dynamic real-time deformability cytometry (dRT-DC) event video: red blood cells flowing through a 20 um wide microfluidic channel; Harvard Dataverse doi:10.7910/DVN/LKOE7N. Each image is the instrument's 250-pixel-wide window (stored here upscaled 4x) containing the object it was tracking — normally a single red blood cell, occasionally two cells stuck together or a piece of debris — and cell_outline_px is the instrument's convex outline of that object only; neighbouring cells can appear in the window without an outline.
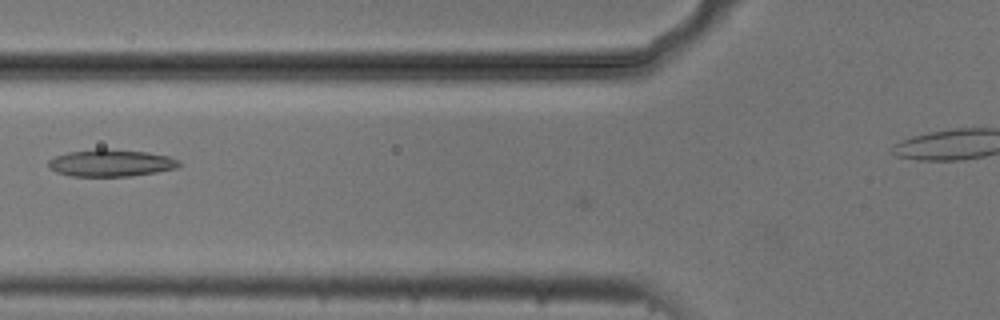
{"species": "common noctule bat (a hibernating species)", "species_latin": "Nyctalus noctula", "temperature_condition": "cold", "stored_images_in_passage": 15, "camera_frame_rate_fps": 3000, "um_per_image_px": 0.085, "animal": {"sex": "male", "body_mass_g": 20.5, "forearm_length_mm": 52.5}, "frame": {"image": 1, "passage_image": 14, "time_ms": 4.333, "image_size_px": [1000, 320], "cell_outline_px": [[180, 164], [176, 168], [156, 172], [132, 176], [72, 176], [56, 172], [48, 168], [48, 160], [56, 156], [68, 152], [96, 148], [104, 148], [148, 152], [168, 156], [180, 160]], "centroid_in_image_um": [9.41, 13.84], "position_along_channel_um": 116.4, "area_um2": 20.75}}